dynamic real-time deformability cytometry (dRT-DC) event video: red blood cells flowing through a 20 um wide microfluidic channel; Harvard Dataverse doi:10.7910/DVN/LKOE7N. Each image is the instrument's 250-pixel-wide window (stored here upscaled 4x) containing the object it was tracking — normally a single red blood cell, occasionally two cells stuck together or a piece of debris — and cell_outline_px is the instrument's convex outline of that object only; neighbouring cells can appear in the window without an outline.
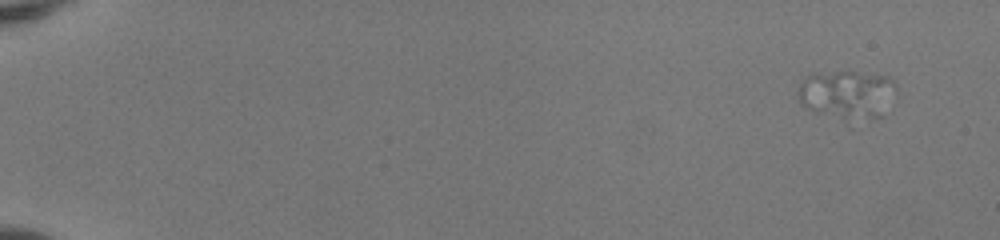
{"species": "human", "species_latin": "Homo sapiens", "temperature_condition": "room temperature", "stored_images_in_passage": 13, "camera_frame_rate_fps": 3000, "um_per_image_px": 0.085, "donor": {"sex": "female"}, "frame": {"image": 1, "passage_image": 1, "time_ms": 0.0, "image_size_px": [1000, 240], "cell_outline_px": [[896, 92], [844, 120], [808, 108], [800, 104], [796, 96], [796, 92], [800, 84], [812, 72], [856, 72], [888, 76], [896, 84]], "centroid_in_image_um": [71.7, 7.84], "position_along_channel_um": 13.3, "area_um2": 24.57}}